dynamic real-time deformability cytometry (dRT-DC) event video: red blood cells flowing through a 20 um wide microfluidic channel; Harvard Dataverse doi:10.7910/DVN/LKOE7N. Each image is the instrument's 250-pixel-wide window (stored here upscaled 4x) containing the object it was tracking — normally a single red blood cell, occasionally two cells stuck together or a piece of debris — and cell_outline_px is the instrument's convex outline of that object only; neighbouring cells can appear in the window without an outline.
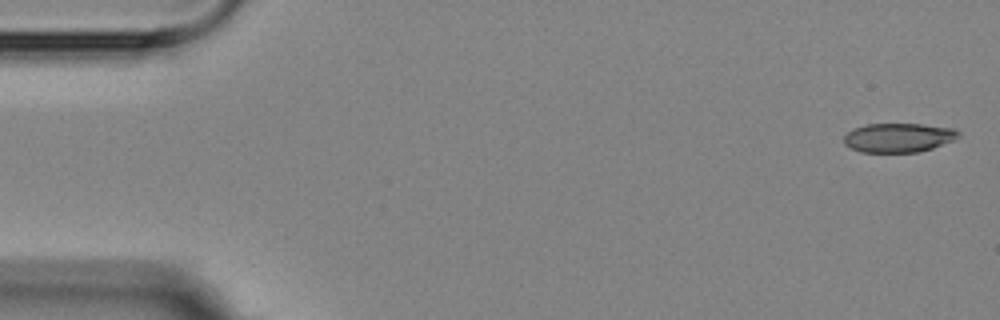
{"species": "Egyptian fruit bat (a non-hibernating species)", "species_latin": "Rousettus aegyptiacus", "temperature_condition": "room temperature", "stored_images_in_passage": 5, "camera_frame_rate_fps": 3000, "um_per_image_px": 0.085, "animal": {"sex": "female"}, "frame": {"image": 1, "passage_image": 1, "time_ms": 0.0, "image_size_px": [1000, 320], "cell_outline_px": [[960, 136], [952, 140], [932, 148], [920, 152], [860, 152], [844, 144], [844, 136], [852, 128], [864, 124], [920, 124], [956, 128], [960, 132]], "centroid_in_image_um": [76.36, 11.69], "position_along_channel_um": 8.6, "area_um2": 19.54}}
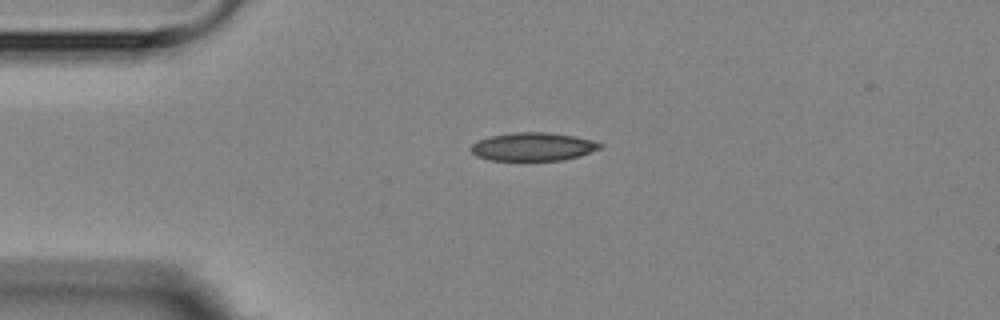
{"frame": {"image": 2, "passage_image": 4, "time_ms": 3.667, "image_size_px": [1000, 320], "cell_outline_px": [[604, 148], [580, 156], [564, 160], [488, 160], [476, 156], [472, 152], [472, 144], [488, 136], [512, 132], [548, 132], [572, 136], [592, 140], [604, 144]], "centroid_in_image_um": [45.35, 12.47], "position_along_channel_um": 39.7, "area_um2": 21.39}}